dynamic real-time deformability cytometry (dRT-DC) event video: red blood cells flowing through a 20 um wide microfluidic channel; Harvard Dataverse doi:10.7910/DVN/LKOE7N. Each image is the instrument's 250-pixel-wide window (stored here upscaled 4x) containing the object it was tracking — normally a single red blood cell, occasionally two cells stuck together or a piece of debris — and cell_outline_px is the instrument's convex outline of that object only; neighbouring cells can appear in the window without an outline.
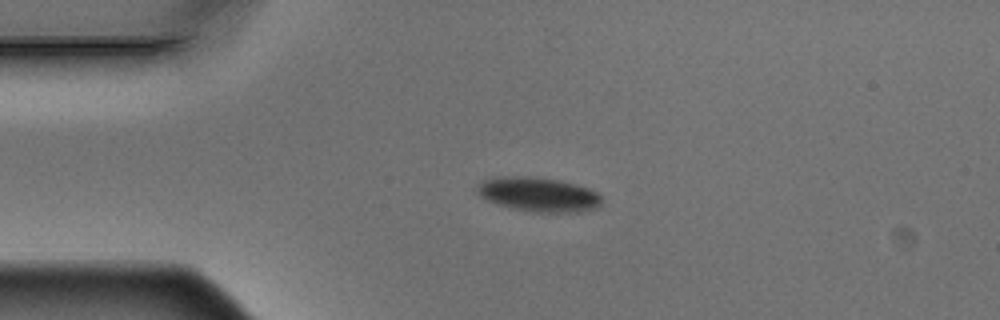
{"species": "Egyptian fruit bat (a non-hibernating species)", "species_latin": "Rousettus aegyptiacus", "temperature_condition": "warm", "stored_images_in_passage": 3, "camera_frame_rate_fps": 3000, "um_per_image_px": 0.085, "animal": {"sex": "male"}, "frame": {"image": 1, "passage_image": 1, "time_ms": 0.0, "image_size_px": [1000, 320], "cell_outline_px": [[600, 204], [596, 208], [580, 212], [536, 212], [496, 204], [480, 196], [476, 192], [476, 188], [484, 180], [500, 176], [536, 176], [560, 180], [576, 184], [588, 188], [596, 192], [600, 196]], "centroid_in_image_um": [45.77, 16.51], "position_along_channel_um": 39.2, "area_um2": 24.85}}
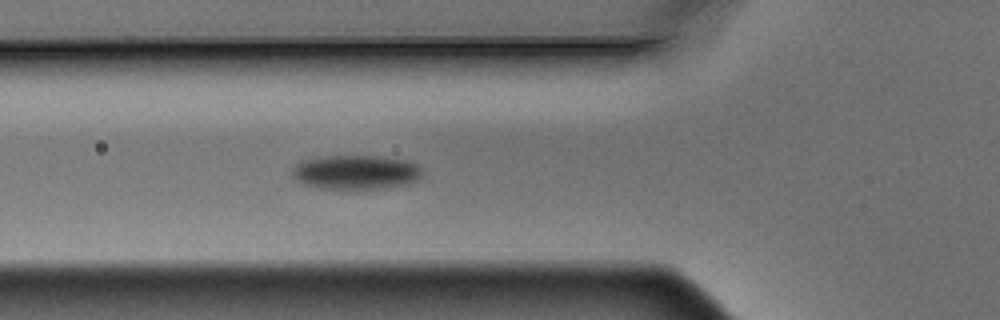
{"frame": {"image": 2, "passage_image": 3, "time_ms": 0.667, "image_size_px": [1000, 320], "cell_outline_px": [[420, 176], [416, 180], [408, 184], [388, 188], [320, 188], [304, 184], [296, 180], [292, 176], [292, 168], [296, 164], [304, 160], [320, 156], [376, 156], [408, 160], [416, 164], [420, 168]], "centroid_in_image_um": [30.23, 14.63], "position_along_channel_um": 95.6, "area_um2": 25.84}}